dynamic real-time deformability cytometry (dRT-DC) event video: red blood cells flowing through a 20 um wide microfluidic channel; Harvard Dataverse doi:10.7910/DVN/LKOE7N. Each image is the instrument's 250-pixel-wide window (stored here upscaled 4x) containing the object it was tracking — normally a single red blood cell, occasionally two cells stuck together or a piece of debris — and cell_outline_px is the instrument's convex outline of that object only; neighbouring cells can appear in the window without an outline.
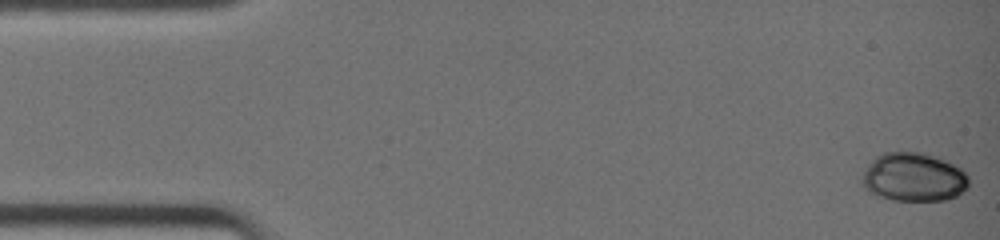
{"species": "common noctule bat (a hibernating species)", "species_latin": "Nyctalus noctula", "temperature_condition": "warm", "stored_images_in_passage": 38, "camera_frame_rate_fps": 3000, "um_per_image_px": 0.085, "animal": {"sex": "female", "body_mass_g": 19.0, "forearm_length_mm": 51.5}, "frame": {"image": 1, "passage_image": 1, "time_ms": 0.0, "image_size_px": [1000, 240], "cell_outline_px": [[968, 188], [956, 196], [944, 200], [892, 200], [876, 196], [868, 192], [864, 188], [860, 180], [868, 164], [876, 156], [884, 152], [924, 152], [940, 156], [960, 168], [968, 176]], "centroid_in_image_um": [77.65, 15.05], "position_along_channel_um": 7.4, "area_um2": 30.69}}
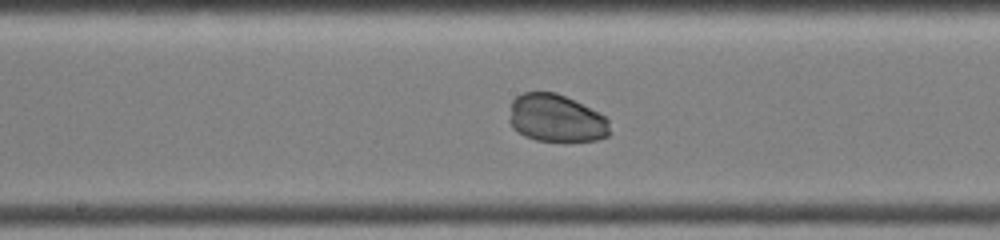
{"frame": {"image": 2, "passage_image": 22, "time_ms": 7.0, "image_size_px": [1000, 240], "cell_outline_px": [[608, 136], [596, 140], [536, 140], [524, 136], [512, 128], [508, 120], [512, 100], [516, 96], [524, 92], [556, 92], [604, 116], [608, 120]], "centroid_in_image_um": [47.2, 10.04], "position_along_channel_um": 201.0, "area_um2": 27.46}}
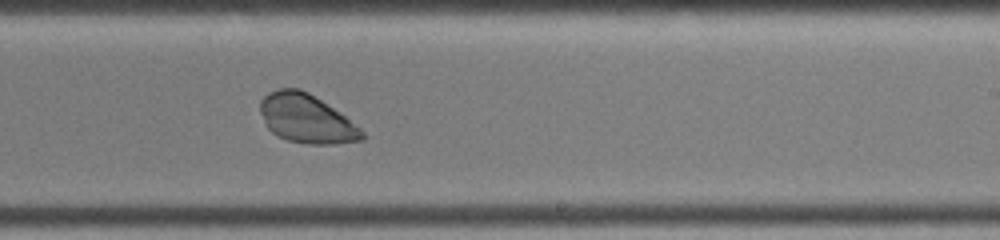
{"frame": {"image": 3, "passage_image": 26, "time_ms": 8.333, "image_size_px": [1000, 240], "cell_outline_px": [[364, 140], [332, 144], [308, 144], [288, 140], [272, 132], [268, 128], [260, 112], [260, 100], [268, 92], [280, 88], [300, 88], [308, 92], [340, 112], [360, 128], [364, 132]], "centroid_in_image_um": [26.05, 10.08], "position_along_channel_um": 263.0, "area_um2": 28.78}}